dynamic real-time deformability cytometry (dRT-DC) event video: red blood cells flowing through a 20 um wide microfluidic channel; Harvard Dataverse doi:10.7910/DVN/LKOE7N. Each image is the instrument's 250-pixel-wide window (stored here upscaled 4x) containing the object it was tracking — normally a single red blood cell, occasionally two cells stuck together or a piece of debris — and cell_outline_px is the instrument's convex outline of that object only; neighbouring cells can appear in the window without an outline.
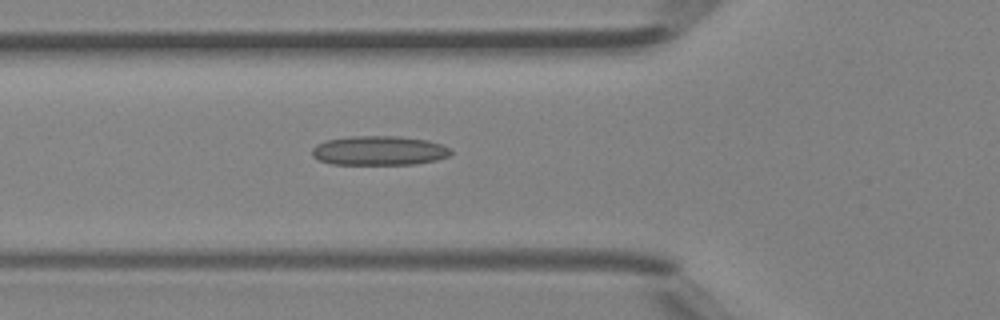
{"species": "Egyptian fruit bat (a non-hibernating species)", "species_latin": "Rousettus aegyptiacus", "temperature_condition": "room temperature", "stored_images_in_passage": 30, "camera_frame_rate_fps": 3000, "um_per_image_px": 0.085, "animal": {"sex": "female"}, "frame": {"image": 1, "passage_image": 6, "time_ms": 1.667, "image_size_px": [1000, 320], "cell_outline_px": [[452, 152], [448, 156], [436, 160], [416, 164], [332, 164], [320, 160], [312, 156], [312, 148], [316, 144], [324, 140], [348, 136], [400, 136], [428, 140], [452, 148]], "centroid_in_image_um": [32.22, 12.79], "position_along_channel_um": 93.6, "area_um2": 23.93}}
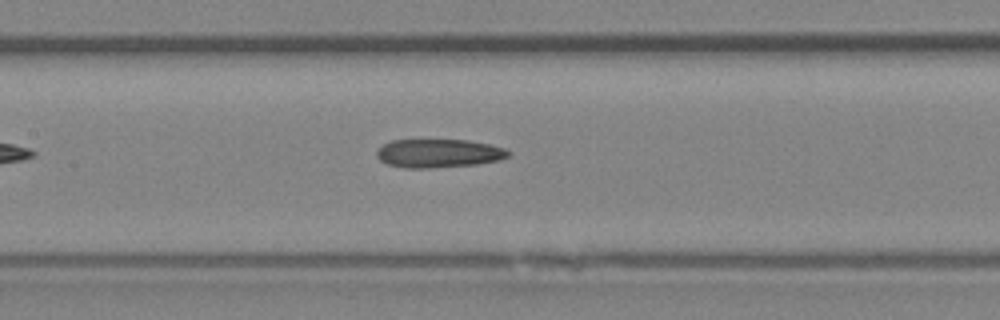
{"frame": {"image": 2, "passage_image": 11, "time_ms": 3.333, "image_size_px": [1000, 320], "cell_outline_px": [[512, 152], [508, 156], [500, 160], [476, 164], [428, 168], [404, 168], [388, 164], [380, 160], [376, 156], [376, 152], [384, 144], [392, 140], [468, 140], [488, 144], [504, 148]], "centroid_in_image_um": [37.29, 13.03], "position_along_channel_um": 170.1, "area_um2": 21.79}}
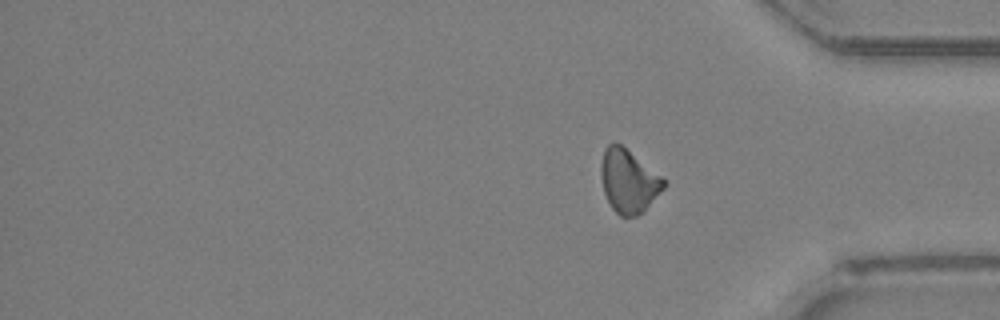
{"frame": {"image": 3, "passage_image": 30, "time_ms": 9.667, "image_size_px": [1000, 320], "cell_outline_px": [[664, 188], [636, 216], [620, 216], [612, 208], [604, 192], [600, 172], [600, 164], [604, 148], [608, 144], [620, 144], [660, 176], [664, 180]], "centroid_in_image_um": [53.37, 15.38], "position_along_channel_um": 381.8, "area_um2": 22.31}}